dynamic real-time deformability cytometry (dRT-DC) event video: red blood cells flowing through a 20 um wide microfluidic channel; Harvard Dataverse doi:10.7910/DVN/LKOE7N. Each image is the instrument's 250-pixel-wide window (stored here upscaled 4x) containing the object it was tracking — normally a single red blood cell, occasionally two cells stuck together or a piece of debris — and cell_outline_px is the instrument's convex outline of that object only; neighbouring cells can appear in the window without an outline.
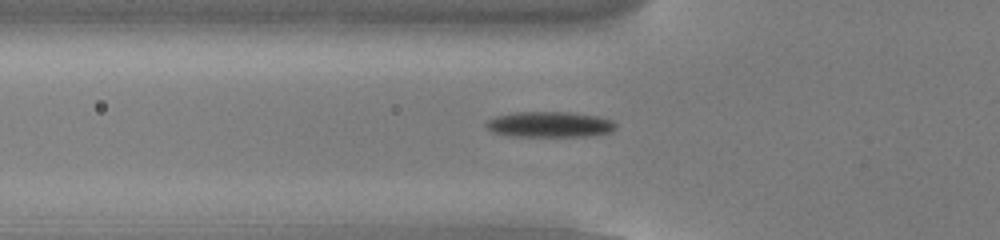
{"species": "common noctule bat (a hibernating species)", "species_latin": "Nyctalus noctula", "temperature_condition": "cold", "stored_images_in_passage": 48, "camera_frame_rate_fps": 3000, "um_per_image_px": 0.085, "animal": {"sex": "male", "body_mass_g": 13.0, "forearm_length_mm": 53.1}, "frame": {"image": 1, "passage_image": 14, "time_ms": 4.333, "image_size_px": [1000, 240], "cell_outline_px": [[616, 128], [612, 132], [588, 136], [512, 136], [492, 132], [484, 124], [488, 120], [496, 116], [516, 112], [568, 112], [600, 116], [612, 120], [616, 124]], "centroid_in_image_um": [46.75, 10.57], "position_along_channel_um": 79.0, "area_um2": 19.42}}
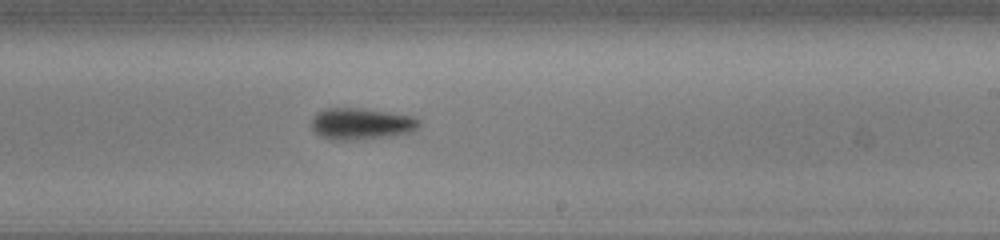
{"frame": {"image": 2, "passage_image": 28, "time_ms": 9.0, "image_size_px": [1000, 240], "cell_outline_px": [[420, 124], [416, 128], [408, 132], [392, 136], [356, 140], [332, 140], [320, 136], [312, 128], [312, 120], [316, 112], [328, 108], [364, 108], [412, 116], [420, 120]], "centroid_in_image_um": [30.68, 10.52], "position_along_channel_um": 258.3, "area_um2": 19.77}}
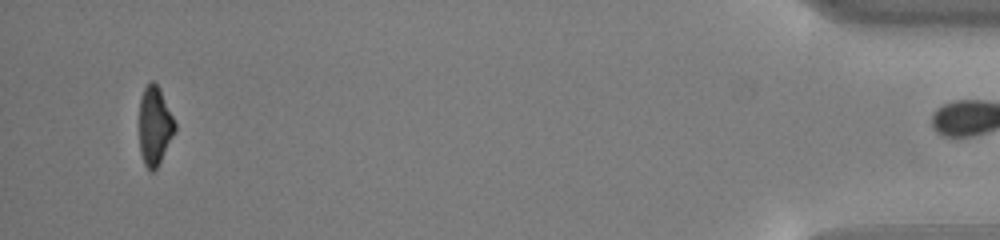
{"frame": {"image": 3, "passage_image": 47, "time_ms": 15.333, "image_size_px": [1000, 240], "cell_outline_px": [[176, 128], [156, 168], [152, 172], [144, 164], [140, 152], [140, 100], [144, 88], [152, 80], [160, 88], [176, 124]], "centroid_in_image_um": [13.14, 10.67], "position_along_channel_um": 422.1, "area_um2": 15.9}, "authors_computed_cell_mechanics": {"area_um2": 18.4671, "velocity_mm_per_s": 3.8462, "shape_relaxation_time_tau1_ms": 2.8448, "shape_relaxation_time_tau2_ms": 9.5618, "deformation_change_tau1": 0.1332, "deformation_change_tau2": 0.2195}}